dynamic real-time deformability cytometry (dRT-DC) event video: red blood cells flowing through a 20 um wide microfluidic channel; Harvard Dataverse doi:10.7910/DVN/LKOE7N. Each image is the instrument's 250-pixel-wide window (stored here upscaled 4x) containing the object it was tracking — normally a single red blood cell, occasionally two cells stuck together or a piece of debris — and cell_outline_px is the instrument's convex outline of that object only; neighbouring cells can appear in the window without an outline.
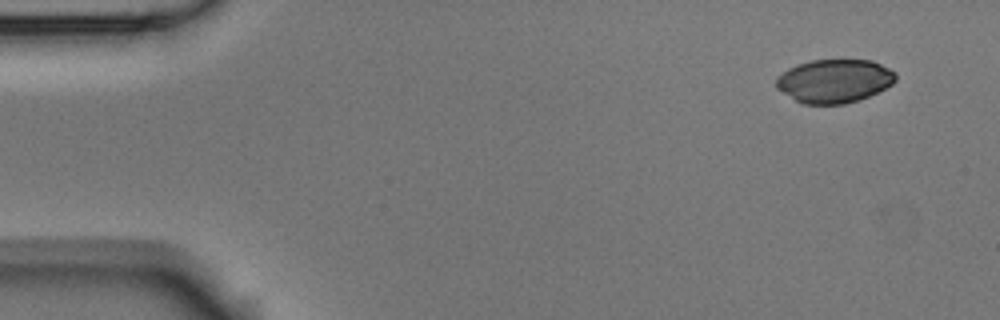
{"species": "Egyptian fruit bat (a non-hibernating species)", "species_latin": "Rousettus aegyptiacus", "temperature_condition": "room temperature", "stored_images_in_passage": 3, "camera_frame_rate_fps": 3000, "um_per_image_px": 0.085, "animal": {"sex": "male"}, "frame": {"image": 1, "passage_image": 1, "time_ms": 0.0, "image_size_px": [1000, 320], "cell_outline_px": [[896, 80], [892, 84], [860, 100], [844, 104], [804, 104], [796, 100], [776, 88], [776, 80], [788, 68], [796, 64], [812, 60], [872, 60], [896, 72]], "centroid_in_image_um": [70.93, 6.88], "position_along_channel_um": 14.1, "area_um2": 30.11}}